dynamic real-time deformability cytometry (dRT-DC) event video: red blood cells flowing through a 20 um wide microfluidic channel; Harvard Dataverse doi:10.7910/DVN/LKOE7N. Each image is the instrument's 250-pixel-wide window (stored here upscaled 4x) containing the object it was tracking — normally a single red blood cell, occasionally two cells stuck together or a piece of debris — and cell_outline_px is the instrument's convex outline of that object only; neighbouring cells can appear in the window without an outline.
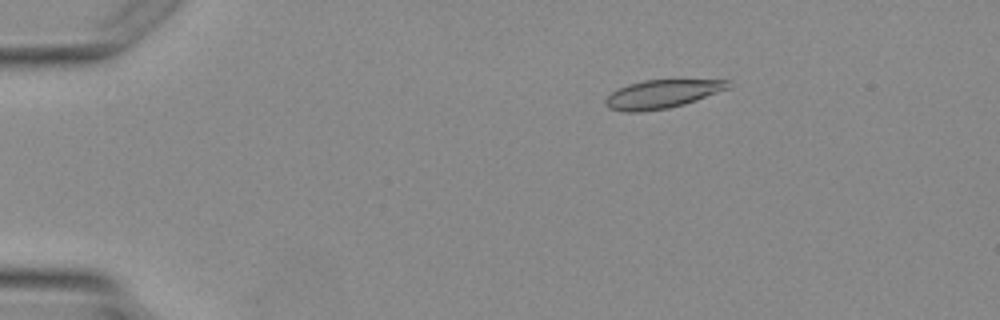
{"species": "Egyptian fruit bat (a non-hibernating species)", "species_latin": "Rousettus aegyptiacus", "temperature_condition": "warm", "stored_images_in_passage": 3, "camera_frame_rate_fps": 3000, "um_per_image_px": 0.085, "animal": {"sex": "female"}, "frame": {"image": 1, "passage_image": 2, "time_ms": 2.0, "image_size_px": [1000, 320], "cell_outline_px": [[732, 88], [684, 104], [668, 108], [640, 112], [624, 112], [608, 108], [604, 104], [604, 100], [612, 92], [628, 84], [644, 80], [728, 80]], "centroid_in_image_um": [56.27, 8.0], "position_along_channel_um": 28.7, "area_um2": 20.35}}
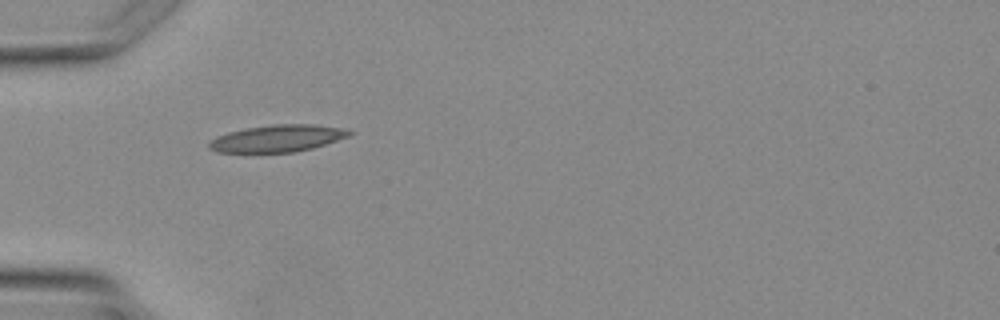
{"frame": {"image": 2, "passage_image": 3, "time_ms": 4.0, "image_size_px": [1000, 320], "cell_outline_px": [[356, 132], [348, 136], [312, 148], [292, 152], [256, 156], [216, 152], [208, 148], [208, 144], [216, 136], [228, 132], [248, 128], [272, 124], [316, 124], [344, 128]], "centroid_in_image_um": [23.5, 11.81], "position_along_channel_um": 61.5, "area_um2": 23.06}}